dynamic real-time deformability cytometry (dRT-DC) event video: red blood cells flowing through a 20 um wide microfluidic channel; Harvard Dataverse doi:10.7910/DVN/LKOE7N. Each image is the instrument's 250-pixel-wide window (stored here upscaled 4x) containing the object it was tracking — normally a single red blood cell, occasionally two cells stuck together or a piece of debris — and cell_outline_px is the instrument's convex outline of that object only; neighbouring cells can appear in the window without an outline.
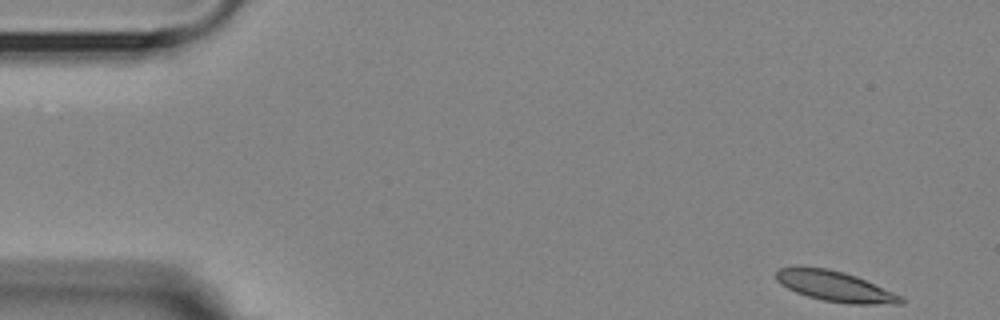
{"species": "Egyptian fruit bat (a non-hibernating species)", "species_latin": "Rousettus aegyptiacus", "temperature_condition": "room temperature", "stored_images_in_passage": 53, "camera_frame_rate_fps": 3000, "um_per_image_px": 0.085, "animal": {"sex": "female"}, "frame": {"image": 1, "passage_image": 1, "time_ms": 0.0, "image_size_px": [1000, 320], "cell_outline_px": [[904, 304], [848, 304], [824, 300], [808, 296], [796, 292], [780, 284], [776, 280], [776, 272], [780, 268], [828, 268], [844, 272], [856, 276], [892, 292], [900, 296], [904, 300]], "centroid_in_image_um": [70.99, 24.36], "position_along_channel_um": 14.0, "area_um2": 21.56}}
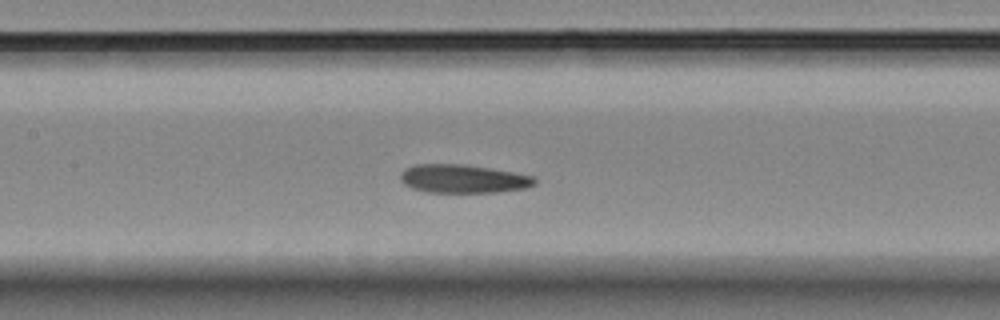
{"frame": {"image": 2, "passage_image": 23, "time_ms": 7.333, "image_size_px": [1000, 320], "cell_outline_px": [[536, 184], [524, 188], [496, 192], [428, 192], [412, 188], [404, 184], [400, 180], [400, 172], [404, 168], [416, 164], [460, 164], [488, 168], [536, 176]], "centroid_in_image_um": [39.34, 15.19], "position_along_channel_um": 168.1, "area_um2": 22.2}}
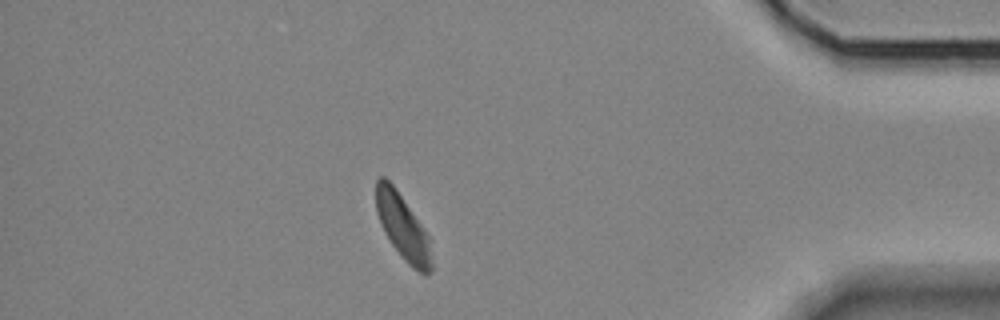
{"frame": {"image": 3, "passage_image": 46, "time_ms": 15.0, "image_size_px": [1000, 320], "cell_outline_px": [[432, 272], [428, 276], [424, 276], [412, 268], [404, 260], [392, 244], [384, 232], [380, 224], [376, 212], [376, 180], [380, 176], [384, 176], [396, 188], [428, 236], [432, 260]], "centroid_in_image_um": [34.23, 19.34], "position_along_channel_um": 401.0, "area_um2": 21.04}, "authors_computed_cell_mechanics": {"area_um2": 22.542, "velocity_mm_per_s": 3.5532, "shape_relaxation_time_tau1_ms": 5.2622, "shape_relaxation_time_tau2_ms": 3.0133, "deformation_change_tau1": 0.1427, "deformation_change_tau2": 0.0998}}